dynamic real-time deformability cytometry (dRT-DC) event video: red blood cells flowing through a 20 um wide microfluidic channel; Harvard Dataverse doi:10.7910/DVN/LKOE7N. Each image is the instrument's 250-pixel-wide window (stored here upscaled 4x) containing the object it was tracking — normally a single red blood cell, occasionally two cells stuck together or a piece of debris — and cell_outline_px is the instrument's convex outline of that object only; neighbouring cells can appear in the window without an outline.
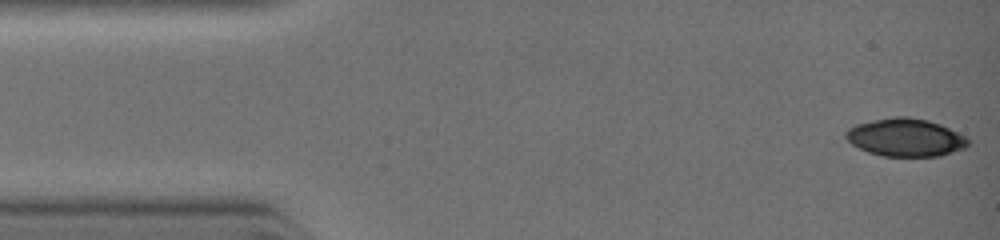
{"species": "common noctule bat (a hibernating species)", "species_latin": "Nyctalus noctula", "temperature_condition": "warm", "stored_images_in_passage": 9, "camera_frame_rate_fps": 3000, "um_per_image_px": 0.085, "animal": {"sex": "female", "body_mass_g": 19.0, "forearm_length_mm": 51.5}, "frame": {"image": 1, "passage_image": 1, "time_ms": 0.0, "image_size_px": [1000, 240], "cell_outline_px": [[972, 140], [964, 148], [940, 156], [884, 156], [868, 152], [852, 144], [844, 136], [844, 132], [848, 128], [856, 124], [872, 120], [892, 116], [908, 116], [928, 120], [940, 124]], "centroid_in_image_um": [76.95, 11.67], "position_along_channel_um": 8.1, "area_um2": 27.05}}
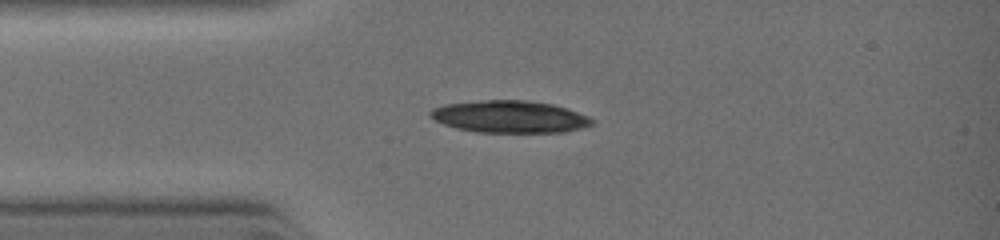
{"frame": {"image": 2, "passage_image": 7, "time_ms": 2.333, "image_size_px": [1000, 240], "cell_outline_px": [[596, 120], [592, 124], [580, 128], [560, 132], [480, 132], [460, 128], [444, 124], [436, 120], [428, 112], [432, 108], [444, 104], [484, 100], [528, 100], [552, 104], [568, 108], [588, 116]], "centroid_in_image_um": [43.35, 9.9], "position_along_channel_um": 41.6, "area_um2": 30.06}}